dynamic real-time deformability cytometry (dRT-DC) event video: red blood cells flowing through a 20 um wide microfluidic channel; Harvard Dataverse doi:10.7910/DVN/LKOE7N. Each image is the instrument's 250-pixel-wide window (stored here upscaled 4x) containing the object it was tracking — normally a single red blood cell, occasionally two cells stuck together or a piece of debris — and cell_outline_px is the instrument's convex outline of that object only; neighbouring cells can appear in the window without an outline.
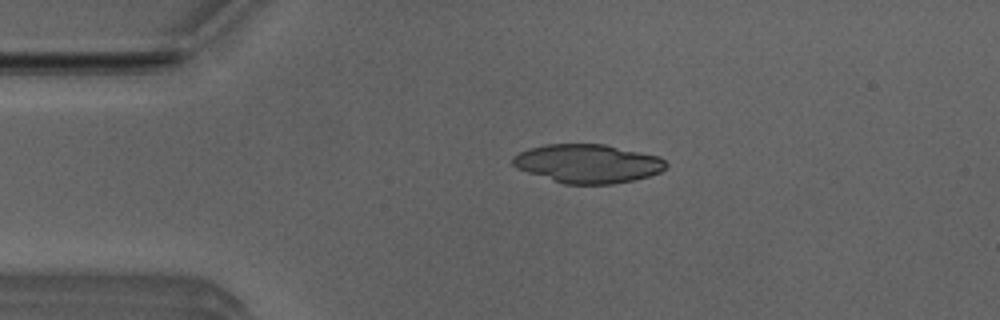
{"species": "Egyptian fruit bat (a non-hibernating species)", "species_latin": "Rousettus aegyptiacus", "temperature_condition": "room temperature", "stored_images_in_passage": 3, "camera_frame_rate_fps": 3000, "um_per_image_px": 0.085, "animal": {"sex": "male"}, "frame": {"image": 1, "passage_image": 2, "time_ms": 0.333, "image_size_px": [1000, 320], "cell_outline_px": [[668, 164], [660, 172], [648, 176], [632, 180], [612, 184], [564, 184], [516, 168], [512, 164], [512, 156], [528, 148], [548, 144], [604, 144], [660, 156]], "centroid_in_image_um": [49.95, 13.9], "position_along_channel_um": 35.0, "area_um2": 34.45}}